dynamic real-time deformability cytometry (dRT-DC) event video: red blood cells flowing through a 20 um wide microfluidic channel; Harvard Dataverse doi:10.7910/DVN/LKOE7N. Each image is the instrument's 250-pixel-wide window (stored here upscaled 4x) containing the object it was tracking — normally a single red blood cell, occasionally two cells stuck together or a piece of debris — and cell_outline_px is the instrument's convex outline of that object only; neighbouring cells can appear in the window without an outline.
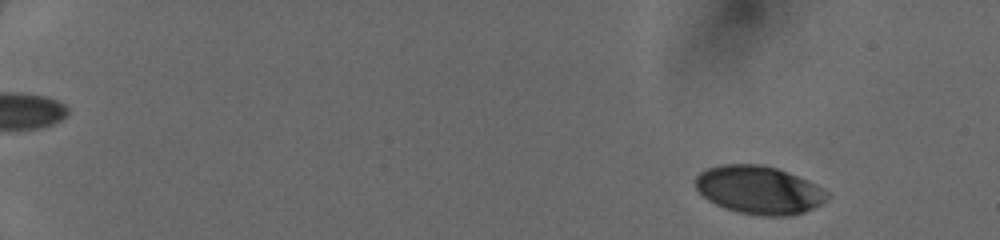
{"species": "human", "species_latin": "Homo sapiens", "temperature_condition": "cold", "stored_images_in_passage": 49, "camera_frame_rate_fps": 3000, "um_per_image_px": 0.085, "donor": {"sex": "female"}, "frame": {"image": 1, "passage_image": 5, "time_ms": 1.333, "image_size_px": [1000, 240], "cell_outline_px": [[832, 196], [820, 204], [804, 212], [788, 216], [764, 216], [740, 212], [724, 208], [708, 200], [696, 188], [696, 176], [700, 172], [708, 168], [720, 164], [764, 164], [788, 172], [808, 180], [816, 184], [828, 192]], "centroid_in_image_um": [64.53, 16.14], "position_along_channel_um": 20.5, "area_um2": 36.99}}
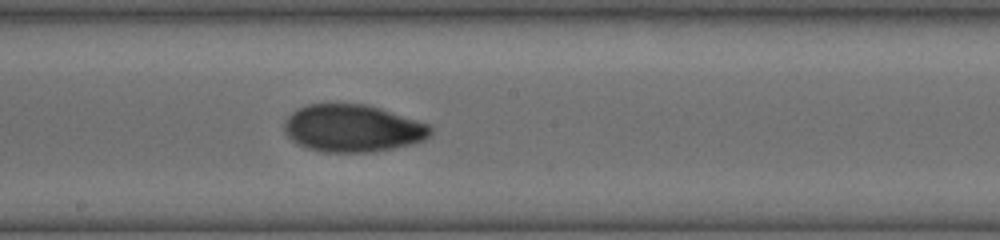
{"frame": {"image": 2, "passage_image": 30, "time_ms": 9.667, "image_size_px": [1000, 240], "cell_outline_px": [[432, 136], [424, 140], [392, 148], [372, 152], [324, 152], [308, 148], [296, 144], [284, 132], [284, 120], [296, 108], [308, 104], [368, 104], [432, 124]], "centroid_in_image_um": [29.99, 10.89], "position_along_channel_um": 218.2, "area_um2": 40.75}}
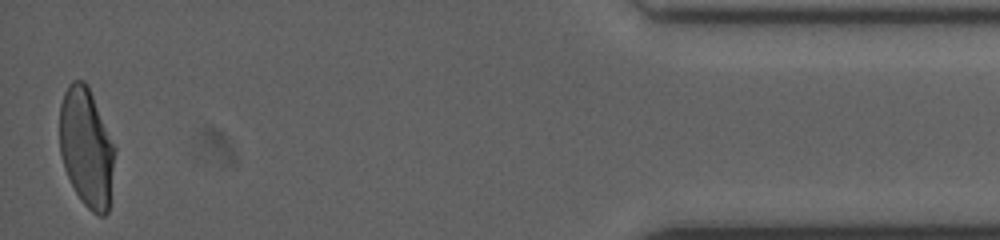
{"frame": {"image": 3, "passage_image": 49, "time_ms": 16.0, "image_size_px": [1000, 240], "cell_outline_px": [[116, 148], [108, 212], [104, 216], [100, 216], [92, 212], [80, 200], [64, 168], [60, 152], [60, 104], [64, 92], [68, 84], [72, 80], [84, 80], [88, 84]], "centroid_in_image_um": [7.35, 12.52], "position_along_channel_um": 427.8, "area_um2": 38.44}}